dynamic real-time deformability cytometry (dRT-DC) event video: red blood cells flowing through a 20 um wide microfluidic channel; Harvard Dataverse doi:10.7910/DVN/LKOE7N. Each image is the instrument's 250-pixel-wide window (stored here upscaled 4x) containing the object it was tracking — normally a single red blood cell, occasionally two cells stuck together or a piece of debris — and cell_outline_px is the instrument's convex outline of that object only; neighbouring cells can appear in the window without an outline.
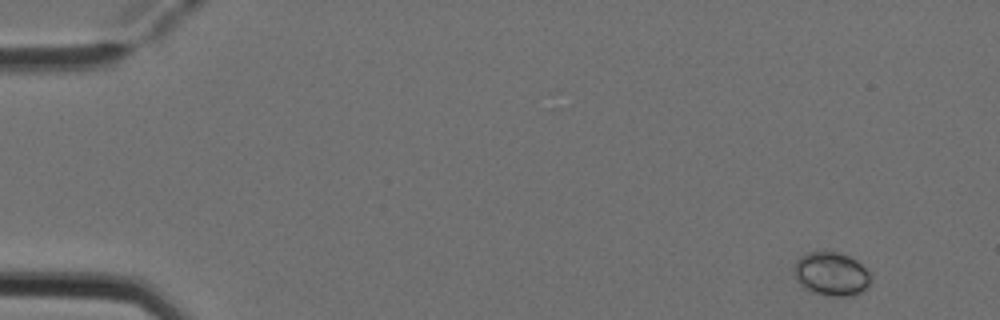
{"species": "Egyptian fruit bat (a non-hibernating species)", "species_latin": "Rousettus aegyptiacus", "temperature_condition": "cold", "stored_images_in_passage": 4, "camera_frame_rate_fps": 3000, "um_per_image_px": 0.085, "animal": {"sex": "female"}, "frame": {"image": 1, "passage_image": 1, "time_ms": 0.0, "image_size_px": [1000, 320], "cell_outline_px": [[872, 280], [868, 288], [860, 292], [848, 296], [832, 296], [808, 292], [796, 280], [796, 260], [800, 256], [808, 252], [840, 252], [856, 260], [868, 268], [872, 276]], "centroid_in_image_um": [70.72, 23.29], "position_along_channel_um": 14.3, "area_um2": 19.71}}
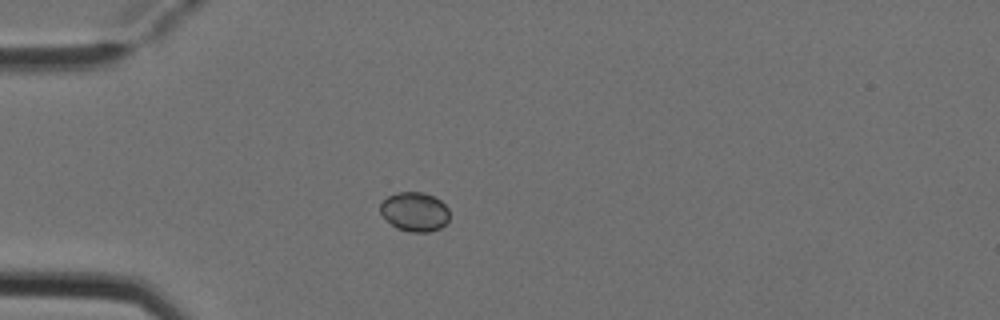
{"frame": {"image": 2, "passage_image": 4, "time_ms": 1.0, "image_size_px": [1000, 320], "cell_outline_px": [[448, 220], [440, 228], [428, 232], [408, 232], [396, 228], [380, 212], [380, 204], [388, 196], [396, 192], [424, 192], [440, 200], [448, 208]], "centroid_in_image_um": [35.24, 17.99], "position_along_channel_um": 49.8, "area_um2": 15.72}}